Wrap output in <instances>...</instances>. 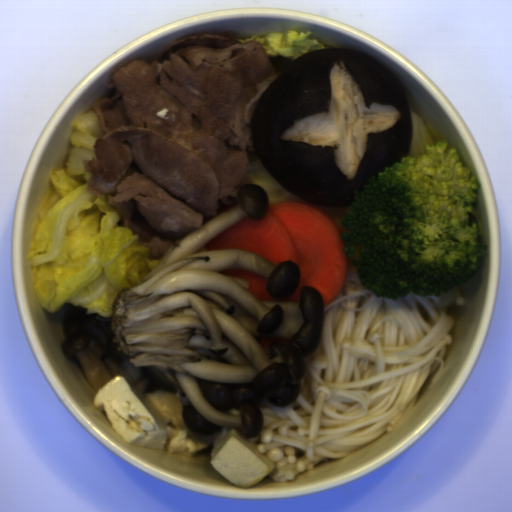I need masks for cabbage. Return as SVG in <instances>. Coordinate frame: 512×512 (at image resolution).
Segmentation results:
<instances>
[{"instance_id":"cabbage-1","label":"cabbage","mask_w":512,"mask_h":512,"mask_svg":"<svg viewBox=\"0 0 512 512\" xmlns=\"http://www.w3.org/2000/svg\"><path fill=\"white\" fill-rule=\"evenodd\" d=\"M70 126L66 164L51 169L38 209L27 254L30 275L44 310L54 313L69 303L111 318L117 296L142 284L160 259H149V247L138 245L106 197L88 189L84 161L103 134L93 108Z\"/></svg>"},{"instance_id":"cabbage-3","label":"cabbage","mask_w":512,"mask_h":512,"mask_svg":"<svg viewBox=\"0 0 512 512\" xmlns=\"http://www.w3.org/2000/svg\"><path fill=\"white\" fill-rule=\"evenodd\" d=\"M247 173L252 185L260 186L265 191L269 207L281 201L297 202L298 197L279 184L262 165L259 158L250 163Z\"/></svg>"},{"instance_id":"cabbage-2","label":"cabbage","mask_w":512,"mask_h":512,"mask_svg":"<svg viewBox=\"0 0 512 512\" xmlns=\"http://www.w3.org/2000/svg\"><path fill=\"white\" fill-rule=\"evenodd\" d=\"M237 41L241 44L257 41L264 47L268 57L288 59L292 62L305 53L325 49L324 44L309 30L304 32H297V30L273 32L264 37H260L258 34L252 35L250 38H240Z\"/></svg>"}]
</instances>
